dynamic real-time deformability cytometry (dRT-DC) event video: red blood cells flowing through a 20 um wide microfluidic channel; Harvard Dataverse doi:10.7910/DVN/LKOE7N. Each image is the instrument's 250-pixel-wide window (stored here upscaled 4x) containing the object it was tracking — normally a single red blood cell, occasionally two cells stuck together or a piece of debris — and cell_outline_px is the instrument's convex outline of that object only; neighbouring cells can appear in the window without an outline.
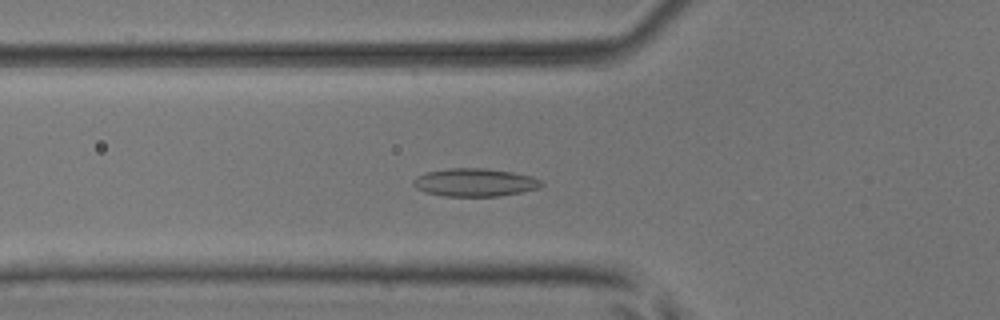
{"species": "common noctule bat (a hibernating species)", "species_latin": "Nyctalus noctula", "temperature_condition": "room temperature", "stored_images_in_passage": 40, "camera_frame_rate_fps": 3000, "um_per_image_px": 0.085, "animal": {"sex": "male", "body_mass_g": 17.9, "forearm_length_mm": 54.2}, "frame": {"image": 1, "passage_image": 6, "time_ms": 1.667, "image_size_px": [1000, 320], "cell_outline_px": [[544, 184], [540, 188], [520, 192], [496, 196], [444, 196], [424, 192], [416, 188], [412, 184], [412, 180], [416, 176], [428, 172], [448, 168], [484, 168], [512, 172], [532, 176], [540, 180]], "centroid_in_image_um": [40.34, 15.5], "position_along_channel_um": 85.5, "area_um2": 20.92}}
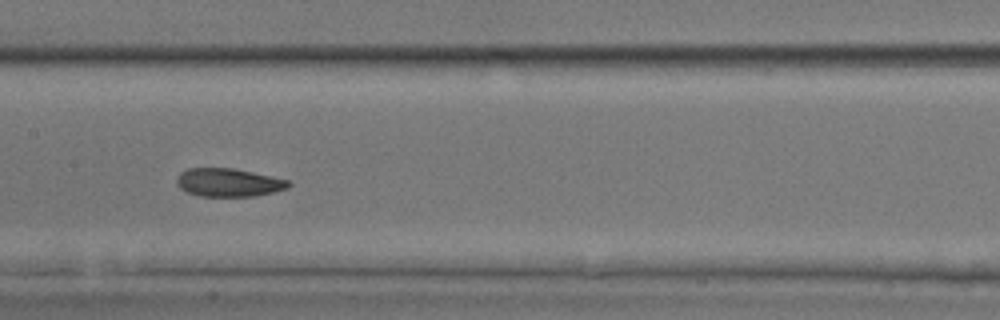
{"frame": {"image": 2, "passage_image": 14, "time_ms": 4.333, "image_size_px": [1000, 320], "cell_outline_px": [[292, 184], [288, 188], [272, 192], [252, 196], [200, 196], [188, 192], [180, 188], [176, 184], [176, 176], [180, 172], [188, 168], [232, 168], [272, 176], [288, 180]], "centroid_in_image_um": [19.4, 15.5], "position_along_channel_um": 188.0, "area_um2": 18.38}}
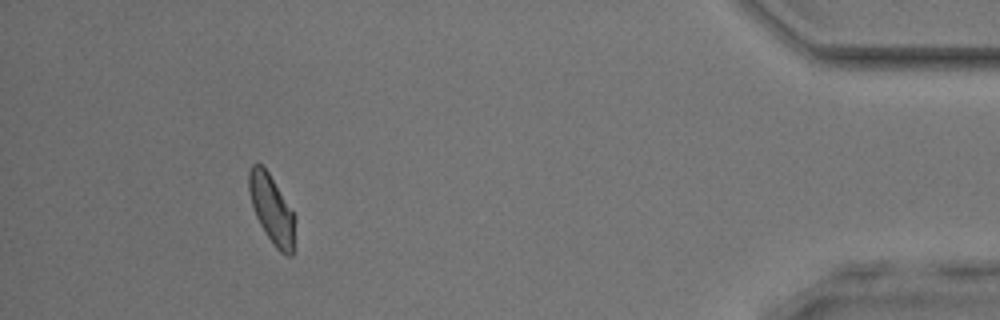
{"frame": {"image": 3, "passage_image": 36, "time_ms": 11.667, "image_size_px": [1000, 320], "cell_outline_px": [[296, 216], [292, 256], [288, 256], [280, 252], [272, 244], [260, 224], [256, 216], [252, 204], [248, 188], [248, 172], [252, 164], [260, 164], [268, 172]], "centroid_in_image_um": [23.11, 17.81], "position_along_channel_um": 412.1, "area_um2": 18.32}, "authors_computed_cell_mechanics": {"area_um2": 18.5827, "velocity_mm_per_s": 3.8423, "shape_relaxation_time_tau1_ms": 3.8352, "shape_relaxation_time_tau2_ms": 3.7155, "deformation_change_tau1": 0.0862, "deformation_change_tau2": 0.0883}}